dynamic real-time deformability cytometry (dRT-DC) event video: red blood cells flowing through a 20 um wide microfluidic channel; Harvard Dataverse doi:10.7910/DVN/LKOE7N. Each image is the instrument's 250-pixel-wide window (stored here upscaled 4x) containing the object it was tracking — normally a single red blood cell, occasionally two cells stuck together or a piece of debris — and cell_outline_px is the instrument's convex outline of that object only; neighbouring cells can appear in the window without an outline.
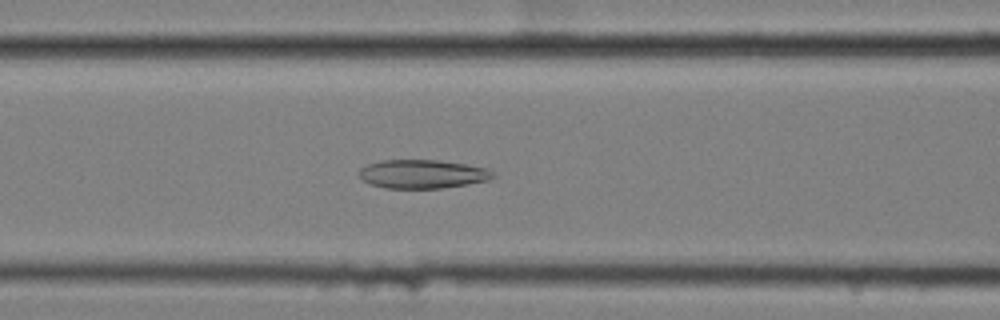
{"species": "common noctule bat (a hibernating species)", "species_latin": "Nyctalus noctula", "temperature_condition": "cold", "stored_images_in_passage": 42, "camera_frame_rate_fps": 3000, "um_per_image_px": 0.085, "animal": {"sex": "female", "body_mass_g": 25.1}, "frame": {"image": 1, "passage_image": 21, "time_ms": 6.667, "image_size_px": [1000, 320], "cell_outline_px": [[496, 176], [488, 180], [468, 184], [440, 188], [384, 188], [360, 180], [360, 168], [368, 164], [384, 160], [436, 160], [464, 164], [484, 168], [492, 172]], "centroid_in_image_um": [35.88, 14.8], "position_along_channel_um": 130.7, "area_um2": 22.14}}
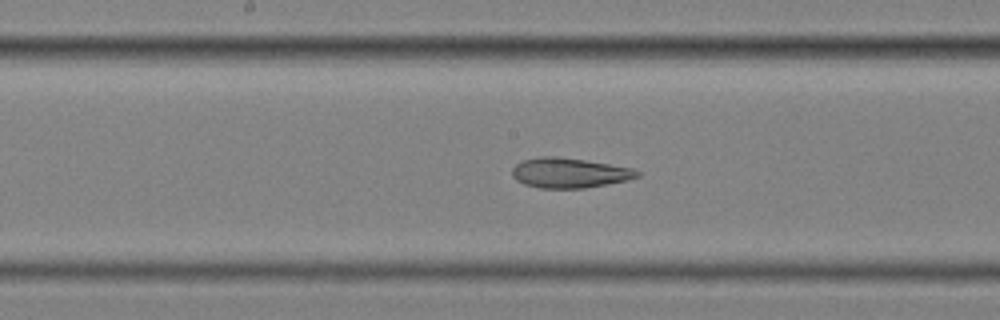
{"frame": {"image": 2, "passage_image": 27, "time_ms": 8.667, "image_size_px": [1000, 320], "cell_outline_px": [[640, 176], [628, 180], [584, 188], [540, 188], [524, 184], [516, 180], [512, 176], [512, 168], [516, 164], [524, 160], [540, 156], [556, 156], [584, 160], [632, 168], [640, 172]], "centroid_in_image_um": [48.38, 14.69], "position_along_channel_um": 199.8, "area_um2": 21.73}}
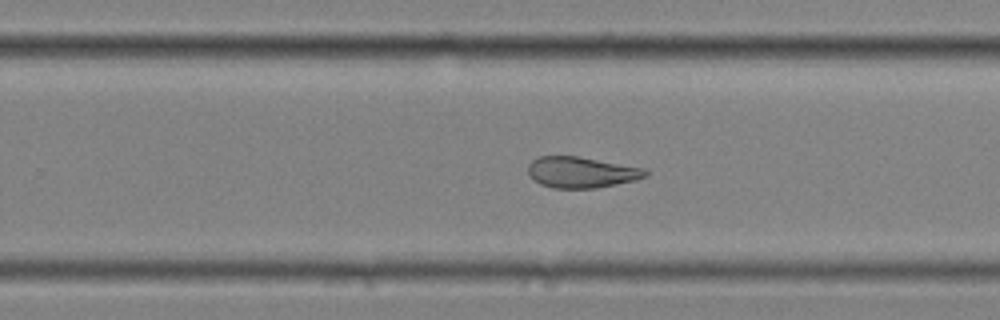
{"frame": {"image": 3, "passage_image": 34, "time_ms": 11.0, "image_size_px": [1000, 320], "cell_outline_px": [[648, 176], [636, 180], [596, 188], [552, 188], [540, 184], [528, 172], [528, 164], [532, 160], [540, 156], [576, 156], [644, 168], [648, 172]], "centroid_in_image_um": [49.43, 14.65], "position_along_channel_um": 280.4, "area_um2": 21.04}, "authors_computed_cell_mechanics": {"area_um2": 22.9177, "velocity_mm_per_s": 3.4626, "shape_relaxation_time_tau1_ms": null, "shape_relaxation_time_tau2_ms": 3.373, "deformation_change_tau1": null, "deformation_change_tau2": 0.1189}}